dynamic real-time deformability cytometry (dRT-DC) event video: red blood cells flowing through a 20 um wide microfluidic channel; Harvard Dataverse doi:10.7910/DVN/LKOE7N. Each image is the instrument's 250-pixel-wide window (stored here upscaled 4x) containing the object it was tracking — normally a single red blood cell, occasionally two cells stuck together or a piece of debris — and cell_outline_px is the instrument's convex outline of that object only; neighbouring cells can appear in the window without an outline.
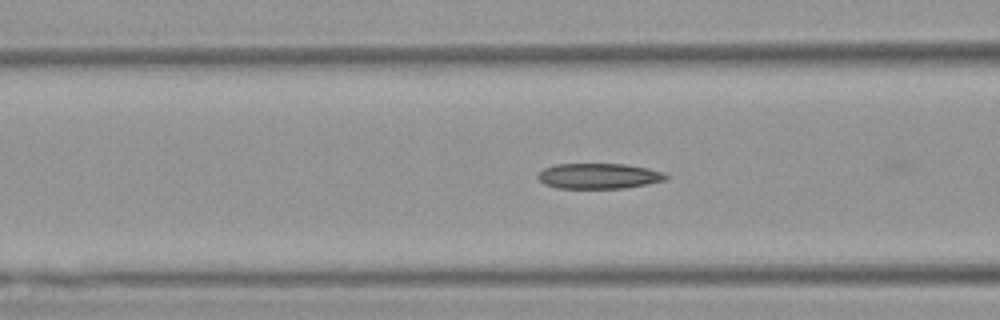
{"species": "Egyptian fruit bat (a non-hibernating species)", "species_latin": "Rousettus aegyptiacus", "temperature_condition": "warm", "stored_images_in_passage": 53, "camera_frame_rate_fps": 3000, "um_per_image_px": 0.085, "animal": {"sex": "female"}, "frame": {"image": 1, "passage_image": 20, "time_ms": 6.333, "image_size_px": [1000, 320], "cell_outline_px": [[668, 176], [664, 180], [648, 184], [624, 188], [556, 188], [544, 184], [536, 176], [544, 168], [556, 164], [624, 164], [648, 168], [664, 172]], "centroid_in_image_um": [50.89, 14.96], "position_along_channel_um": 115.7, "area_um2": 18.96}}
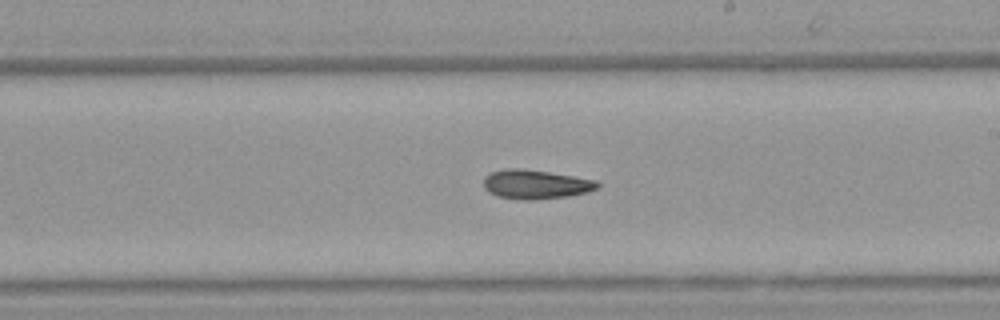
{"frame": {"image": 2, "passage_image": 30, "time_ms": 9.667, "image_size_px": [1000, 320], "cell_outline_px": [[600, 184], [596, 188], [588, 192], [568, 196], [536, 200], [524, 200], [496, 196], [488, 192], [484, 188], [484, 176], [492, 172], [508, 168], [516, 168], [548, 172], [596, 180]], "centroid_in_image_um": [45.5, 15.68], "position_along_channel_um": 243.5, "area_um2": 19.25}}
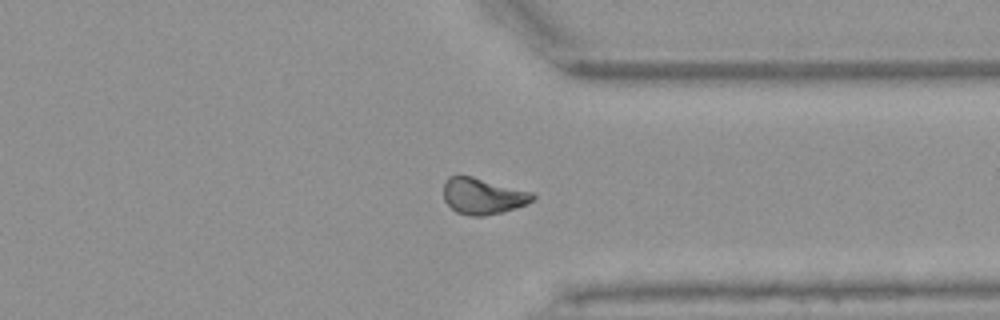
{"frame": {"image": 3, "passage_image": 40, "time_ms": 13.0, "image_size_px": [1000, 320], "cell_outline_px": [[536, 196], [528, 204], [516, 208], [484, 216], [472, 216], [456, 212], [444, 200], [444, 180], [448, 176], [472, 176], [532, 192]], "centroid_in_image_um": [41.03, 16.66], "position_along_channel_um": 370.4, "area_um2": 18.73}}